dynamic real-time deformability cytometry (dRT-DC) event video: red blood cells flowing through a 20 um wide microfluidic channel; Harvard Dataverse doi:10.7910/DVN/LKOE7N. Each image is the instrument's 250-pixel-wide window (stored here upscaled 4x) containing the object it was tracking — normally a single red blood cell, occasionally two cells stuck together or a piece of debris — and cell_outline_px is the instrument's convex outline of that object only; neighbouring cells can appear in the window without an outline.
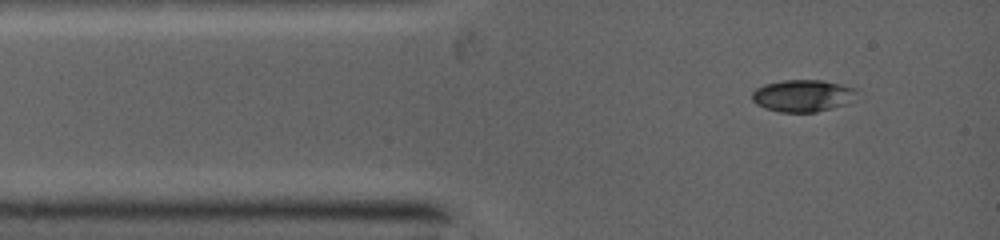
{"species": "common noctule bat (a hibernating species)", "species_latin": "Nyctalus noctula", "temperature_condition": "warm", "stored_images_in_passage": 7, "camera_frame_rate_fps": 5000, "um_per_image_px": 0.085, "animal": {"sex": "female", "body_mass_g": 19.0, "forearm_length_mm": 53.3}, "frame": {"image": 1, "passage_image": 1, "time_ms": 0.0, "image_size_px": [1000, 240], "cell_outline_px": [[856, 92], [848, 104], [816, 112], [780, 112], [764, 108], [756, 104], [752, 100], [752, 92], [756, 88], [764, 84], [780, 80], [824, 80], [844, 84], [856, 88]], "centroid_in_image_um": [68.22, 8.12], "position_along_channel_um": 16.8, "area_um2": 19.77}}
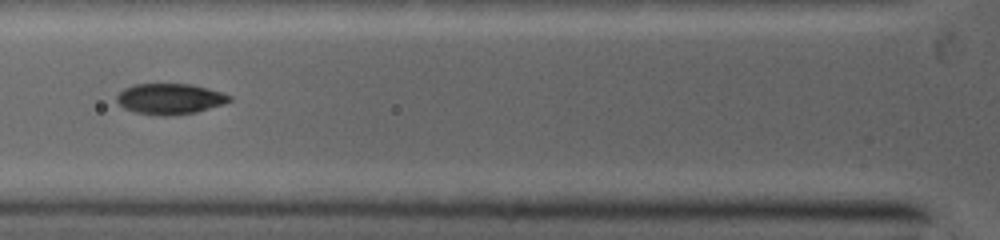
{"frame": {"image": 2, "passage_image": 4, "time_ms": 2.8, "image_size_px": [1000, 240], "cell_outline_px": [[232, 100], [196, 112], [164, 116], [136, 112], [124, 108], [116, 100], [116, 96], [124, 88], [136, 84], [188, 84], [220, 92], [232, 96]], "centroid_in_image_um": [14.4, 8.4], "position_along_channel_um": 111.4, "area_um2": 19.71}}
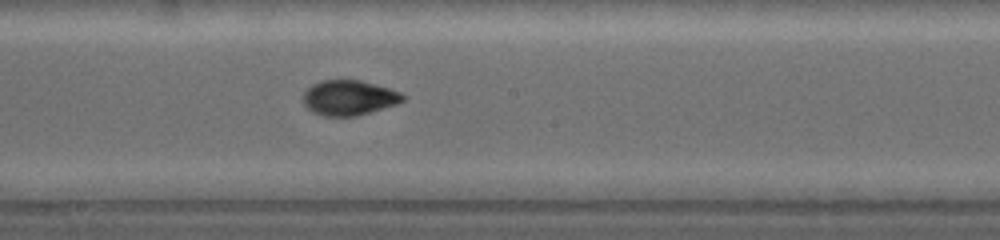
{"frame": {"image": 3, "passage_image": 7, "time_ms": 5.2, "image_size_px": [1000, 240], "cell_outline_px": [[404, 100], [396, 104], [368, 112], [352, 116], [328, 116], [316, 112], [308, 108], [304, 104], [304, 92], [312, 84], [324, 80], [360, 80], [388, 88], [400, 92], [404, 96]], "centroid_in_image_um": [29.66, 8.29], "position_along_channel_um": 218.5, "area_um2": 19.83}}